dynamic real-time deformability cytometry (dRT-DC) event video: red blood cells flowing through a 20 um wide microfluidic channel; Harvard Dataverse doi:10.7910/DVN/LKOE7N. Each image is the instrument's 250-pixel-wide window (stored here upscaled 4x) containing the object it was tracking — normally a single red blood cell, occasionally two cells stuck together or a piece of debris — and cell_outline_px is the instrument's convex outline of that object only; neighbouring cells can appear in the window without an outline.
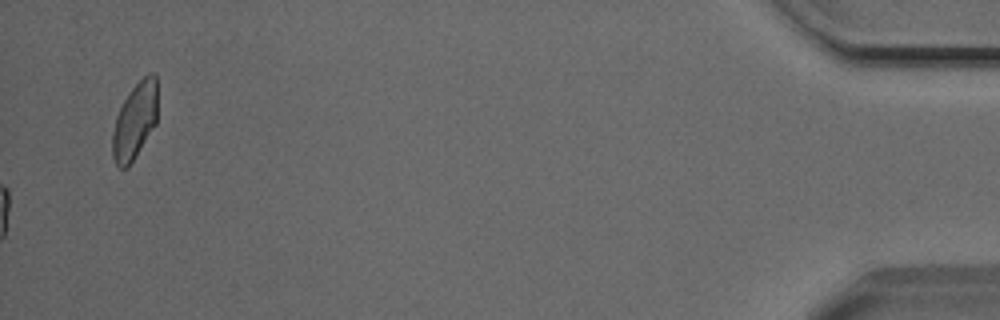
{"species": "Egyptian fruit bat (a non-hibernating species)", "species_latin": "Rousettus aegyptiacus", "temperature_condition": "cold", "stored_images_in_passage": 53, "camera_frame_rate_fps": 3000, "um_per_image_px": 0.085, "animal": {"sex": "male"}, "frame": {"image": 1, "passage_image": 53, "time_ms": 17.333, "image_size_px": [1000, 320], "cell_outline_px": [[156, 124], [128, 168], [120, 168], [116, 164], [112, 156], [112, 132], [116, 116], [124, 100], [132, 88], [148, 72], [152, 72], [156, 76]], "centroid_in_image_um": [11.45, 10.29], "position_along_channel_um": 423.8, "area_um2": 19.94}, "authors_computed_cell_mechanics": {"area_um2": 18.785, "velocity_mm_per_s": 3.8032, "shape_relaxation_time_tau1_ms": 8.0416, "shape_relaxation_time_tau2_ms": 3.9307, "deformation_change_tau1": 0.1908, "deformation_change_tau2": 0.1224}}